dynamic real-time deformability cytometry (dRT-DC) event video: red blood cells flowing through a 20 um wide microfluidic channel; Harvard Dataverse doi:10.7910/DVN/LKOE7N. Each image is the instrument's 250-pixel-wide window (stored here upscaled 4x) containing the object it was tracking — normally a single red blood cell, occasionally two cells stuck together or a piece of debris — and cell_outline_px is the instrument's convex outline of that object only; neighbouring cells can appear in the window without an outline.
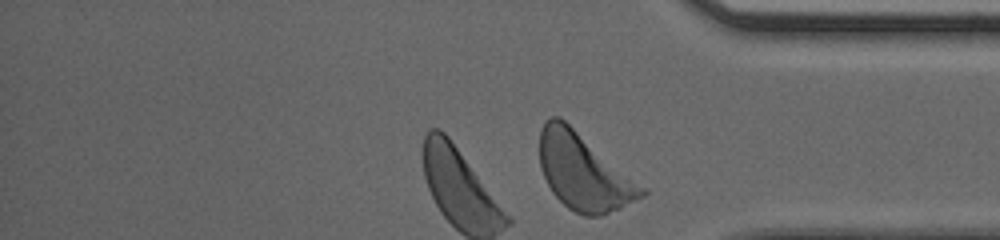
{"species": "human", "species_latin": "Homo sapiens", "temperature_condition": "cold", "stored_images_in_passage": 25, "camera_frame_rate_fps": 3000, "um_per_image_px": 0.085, "donor": {"sex": "male"}, "frame": {"image": 1, "passage_image": 25, "time_ms": 8.0, "image_size_px": [1000, 240], "cell_outline_px": [[648, 192], [644, 196], [620, 208], [600, 216], [584, 216], [568, 208], [552, 192], [540, 168], [540, 128], [544, 120], [552, 116], [560, 116], [644, 188]], "centroid_in_image_um": [49.56, 14.61], "position_along_channel_um": 385.6, "area_um2": 44.62}}